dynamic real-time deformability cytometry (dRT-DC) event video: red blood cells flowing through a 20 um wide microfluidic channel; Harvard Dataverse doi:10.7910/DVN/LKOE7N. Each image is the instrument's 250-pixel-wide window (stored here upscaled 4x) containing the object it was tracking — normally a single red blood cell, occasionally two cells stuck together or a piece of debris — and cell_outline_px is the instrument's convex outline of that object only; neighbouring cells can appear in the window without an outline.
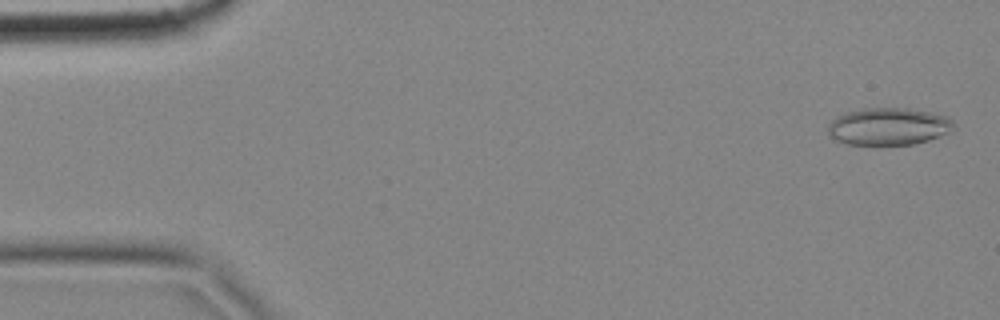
{"species": "common noctule bat (a hibernating species)", "species_latin": "Nyctalus noctula", "temperature_condition": "cold", "stored_images_in_passage": 4, "camera_frame_rate_fps": 3000, "um_per_image_px": 0.085, "animal": {"sex": "female", "body_mass_g": 18.4}, "frame": {"image": 1, "passage_image": 1, "time_ms": 0.0, "image_size_px": [1000, 320], "cell_outline_px": [[956, 128], [940, 136], [928, 140], [912, 144], [848, 144], [832, 140], [828, 136], [828, 124], [836, 116], [848, 112], [864, 108], [908, 108], [948, 116], [956, 124]], "centroid_in_image_um": [75.51, 10.74], "position_along_channel_um": 9.5, "area_um2": 27.46}}